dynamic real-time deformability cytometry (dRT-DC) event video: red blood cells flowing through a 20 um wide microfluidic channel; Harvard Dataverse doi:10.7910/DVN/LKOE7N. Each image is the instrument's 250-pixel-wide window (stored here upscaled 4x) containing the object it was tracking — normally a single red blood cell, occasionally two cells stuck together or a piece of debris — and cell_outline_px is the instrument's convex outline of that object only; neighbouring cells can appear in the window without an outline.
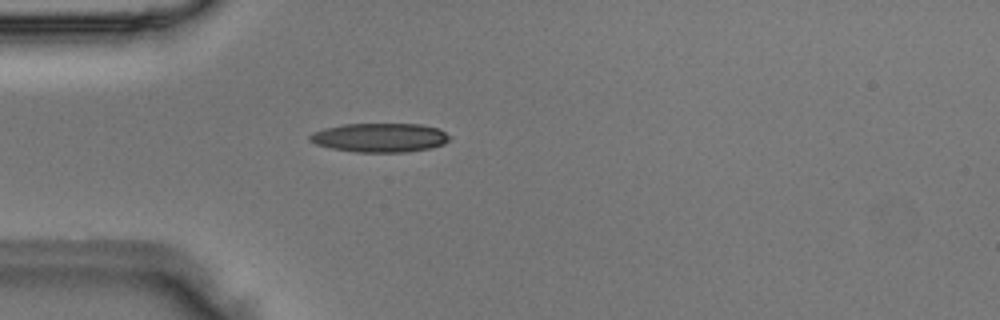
{"species": "Egyptian fruit bat (a non-hibernating species)", "species_latin": "Rousettus aegyptiacus", "temperature_condition": "room temperature", "stored_images_in_passage": 1, "camera_frame_rate_fps": 3000, "um_per_image_px": 0.085, "animal": {"sex": "male"}, "frame": {"image": 1, "passage_image": 1, "time_ms": 0.0, "image_size_px": [1000, 320], "cell_outline_px": [[452, 136], [444, 144], [432, 148], [404, 152], [356, 152], [332, 148], [316, 144], [308, 140], [308, 136], [312, 132], [324, 128], [344, 124], [420, 124], [440, 128]], "centroid_in_image_um": [32.31, 11.69], "position_along_channel_um": 52.7, "area_um2": 23.81}}